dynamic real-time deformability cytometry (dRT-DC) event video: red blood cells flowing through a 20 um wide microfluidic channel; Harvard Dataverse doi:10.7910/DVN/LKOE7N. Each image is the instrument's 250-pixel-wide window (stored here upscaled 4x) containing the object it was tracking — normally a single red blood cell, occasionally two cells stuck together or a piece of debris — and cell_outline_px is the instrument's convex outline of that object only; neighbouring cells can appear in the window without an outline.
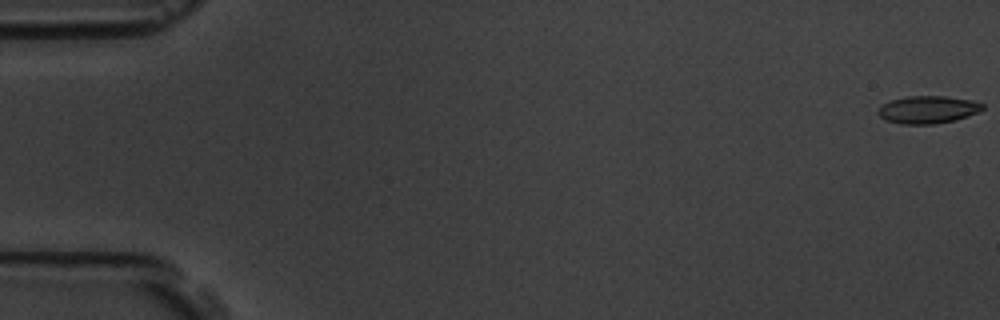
{"species": "common noctule bat (a hibernating species)", "species_latin": "Nyctalus noctula", "temperature_condition": "room temperature", "stored_images_in_passage": 4, "camera_frame_rate_fps": 3000, "um_per_image_px": 0.085, "animal": {"sex": "male", "body_mass_g": 19.5, "forearm_length_mm": 54.6}, "frame": {"image": 1, "passage_image": 1, "time_ms": 0.0, "image_size_px": [1000, 320], "cell_outline_px": [[984, 108], [980, 112], [956, 120], [932, 124], [900, 124], [884, 120], [876, 112], [888, 100], [908, 96], [944, 96], [972, 100], [984, 104]], "centroid_in_image_um": [78.87, 9.32], "position_along_channel_um": 6.1, "area_um2": 16.94}}